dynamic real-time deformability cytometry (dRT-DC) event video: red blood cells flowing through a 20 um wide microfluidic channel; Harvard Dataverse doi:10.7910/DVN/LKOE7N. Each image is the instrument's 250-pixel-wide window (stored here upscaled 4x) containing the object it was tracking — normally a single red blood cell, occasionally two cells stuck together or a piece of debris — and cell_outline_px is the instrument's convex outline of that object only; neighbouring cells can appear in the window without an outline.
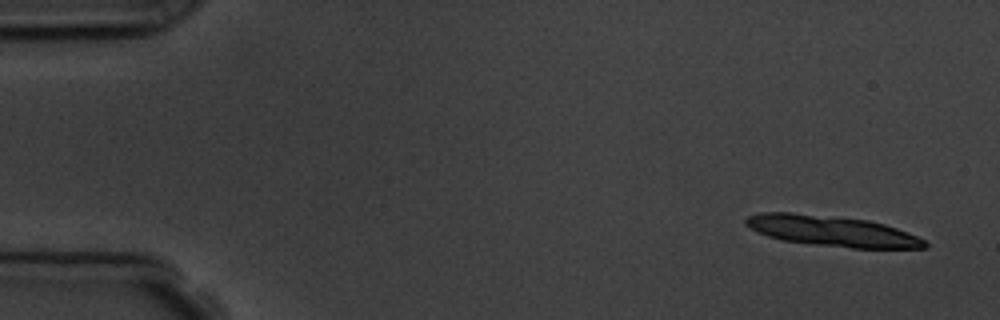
{"species": "common noctule bat (a hibernating species)", "species_latin": "Nyctalus noctula", "temperature_condition": "room temperature", "stored_images_in_passage": 5, "camera_frame_rate_fps": 3000, "um_per_image_px": 0.085, "animal": {"sex": "male", "body_mass_g": 19.5, "forearm_length_mm": 54.6}, "frame": {"image": 1, "passage_image": 1, "time_ms": 0.0, "image_size_px": [1000, 320], "cell_outline_px": [[928, 248], [852, 248], [784, 240], [768, 236], [756, 232], [744, 224], [744, 220], [748, 216], [764, 212], [792, 212], [868, 220], [884, 224], [908, 232], [924, 240], [928, 244]], "centroid_in_image_um": [70.71, 19.63], "position_along_channel_um": 14.3, "area_um2": 31.62}}
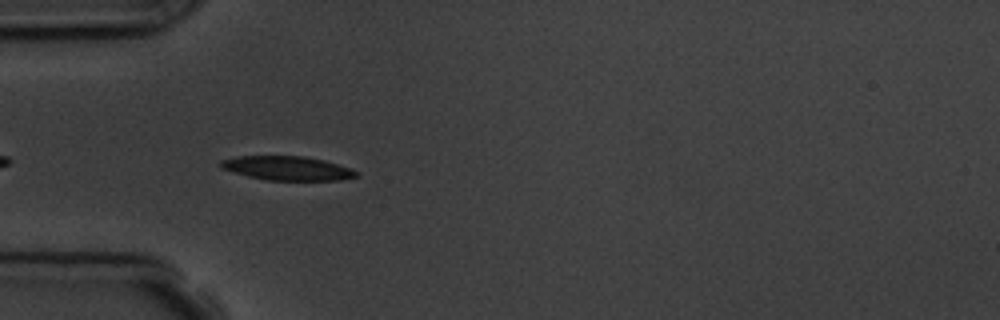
{"frame": {"image": 2, "passage_image": 5, "time_ms": 4.667, "image_size_px": [1000, 320], "cell_outline_px": [[356, 176], [340, 180], [268, 180], [248, 176], [220, 168], [220, 160], [236, 156], [304, 156], [324, 160], [352, 168], [356, 172]], "centroid_in_image_um": [24.39, 14.29], "position_along_channel_um": 60.6, "area_um2": 18.9}}